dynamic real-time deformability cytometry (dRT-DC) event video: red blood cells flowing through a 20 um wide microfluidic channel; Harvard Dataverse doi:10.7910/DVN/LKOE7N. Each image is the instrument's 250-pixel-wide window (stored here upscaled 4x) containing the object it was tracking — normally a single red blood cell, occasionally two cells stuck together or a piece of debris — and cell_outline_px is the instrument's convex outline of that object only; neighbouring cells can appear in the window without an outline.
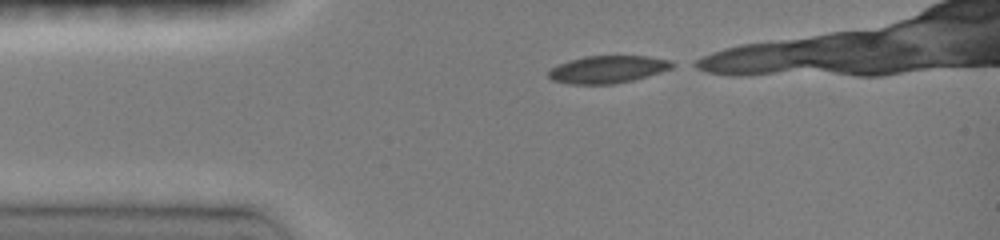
{"species": "common noctule bat (a hibernating species)", "species_latin": "Nyctalus noctula", "temperature_condition": "room temperature", "stored_images_in_passage": 15, "camera_frame_rate_fps": 3000, "um_per_image_px": 0.085, "animal": {"sex": "female", "body_mass_g": 19.0, "forearm_length_mm": 51.5}, "frame": {"image": 1, "passage_image": 1, "time_ms": 0.0, "image_size_px": [1000, 240], "cell_outline_px": [[680, 64], [672, 68], [648, 76], [632, 80], [612, 84], [568, 84], [552, 80], [548, 76], [548, 72], [552, 68], [568, 60], [584, 56], [648, 56], [672, 60]], "centroid_in_image_um": [51.71, 5.89], "position_along_channel_um": 33.3, "area_um2": 19.94}}
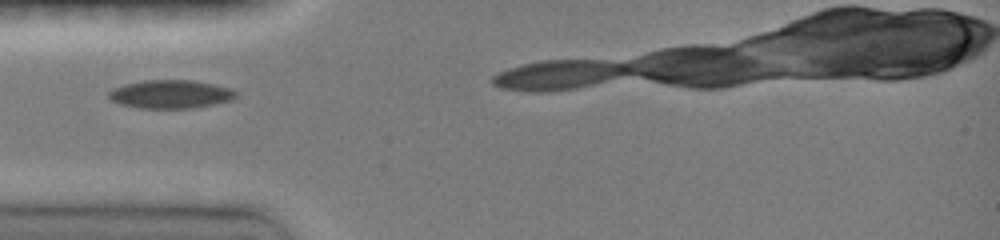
{"frame": {"image": 2, "passage_image": 9, "time_ms": 1.667, "image_size_px": [1000, 240], "cell_outline_px": [[236, 96], [232, 100], [192, 108], [140, 108], [120, 104], [112, 100], [108, 96], [108, 92], [112, 88], [124, 84], [144, 80], [192, 80], [232, 88], [236, 92]], "centroid_in_image_um": [14.48, 8.0], "position_along_channel_um": 70.5, "area_um2": 20.98}}